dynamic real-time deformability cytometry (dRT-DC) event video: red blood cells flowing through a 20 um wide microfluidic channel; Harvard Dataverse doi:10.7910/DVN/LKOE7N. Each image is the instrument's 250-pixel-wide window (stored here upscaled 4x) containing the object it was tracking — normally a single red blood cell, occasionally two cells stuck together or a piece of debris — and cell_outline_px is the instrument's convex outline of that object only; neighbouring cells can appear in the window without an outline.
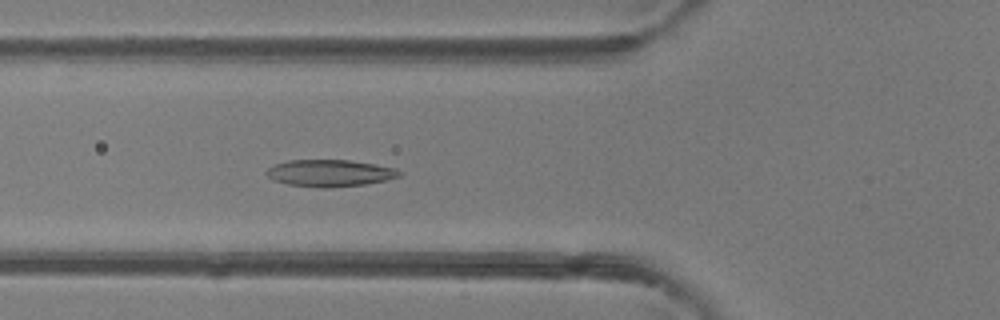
{"species": "common noctule bat (a hibernating species)", "species_latin": "Nyctalus noctula", "temperature_condition": "room temperature", "stored_images_in_passage": 37, "camera_frame_rate_fps": 3000, "um_per_image_px": 0.085, "animal": {"sex": "female"}, "frame": {"image": 1, "passage_image": 6, "time_ms": 1.667, "image_size_px": [1000, 320], "cell_outline_px": [[404, 172], [400, 176], [384, 180], [364, 184], [328, 188], [324, 188], [288, 184], [272, 180], [264, 172], [268, 168], [276, 164], [288, 160], [348, 160], [376, 164], [396, 168]], "centroid_in_image_um": [28.04, 14.71], "position_along_channel_um": 97.8, "area_um2": 20.81}}
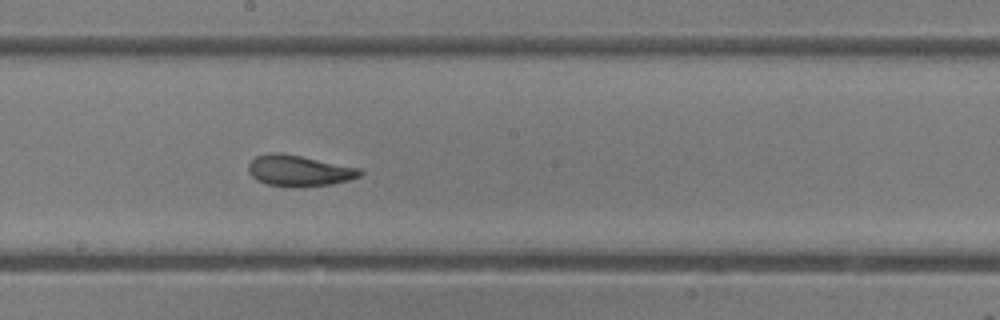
{"frame": {"image": 2, "passage_image": 15, "time_ms": 4.667, "image_size_px": [1000, 320], "cell_outline_px": [[364, 172], [360, 176], [348, 180], [332, 184], [292, 188], [268, 184], [256, 180], [248, 172], [248, 164], [256, 156], [268, 152], [280, 152], [360, 168]], "centroid_in_image_um": [25.39, 14.51], "position_along_channel_um": 222.8, "area_um2": 20.29}}
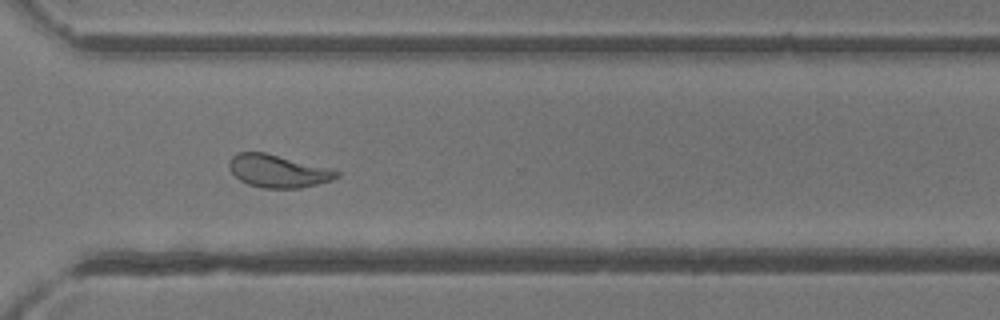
{"frame": {"image": 3, "passage_image": 24, "time_ms": 7.667, "image_size_px": [1000, 320], "cell_outline_px": [[340, 176], [332, 180], [300, 188], [264, 188], [248, 184], [240, 180], [228, 168], [228, 160], [236, 152], [264, 152], [340, 172]], "centroid_in_image_um": [23.56, 14.54], "position_along_channel_um": 347.0, "area_um2": 20.11}, "authors_computed_cell_mechanics": {"area_um2": 20.4612, "velocity_mm_per_s": 4.1411, "shape_relaxation_time_tau1_ms": 5.7383, "shape_relaxation_time_tau2_ms": 1.282, "deformation_change_tau1": 0.1708, "deformation_change_tau2": 0.0748}}